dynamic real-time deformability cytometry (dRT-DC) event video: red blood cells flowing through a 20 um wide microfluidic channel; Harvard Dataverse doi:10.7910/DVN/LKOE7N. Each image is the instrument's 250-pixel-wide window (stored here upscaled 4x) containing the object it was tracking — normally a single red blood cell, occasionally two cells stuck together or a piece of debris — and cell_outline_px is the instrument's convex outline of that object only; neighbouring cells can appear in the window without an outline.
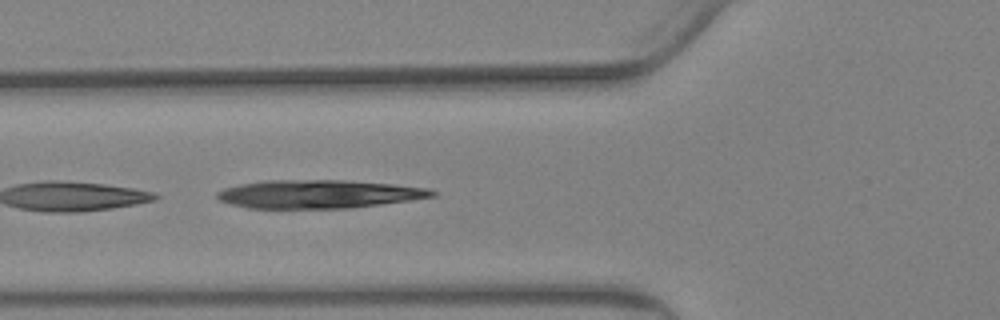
{"species": "Egyptian fruit bat (a non-hibernating species)", "species_latin": "Rousettus aegyptiacus", "temperature_condition": "warm", "stored_images_in_passage": 46, "camera_frame_rate_fps": 3000, "um_per_image_px": 0.085, "animal": {"sex": "female"}, "frame": {"image": 1, "passage_image": 10, "time_ms": 3.0, "image_size_px": [1000, 320], "cell_outline_px": [[436, 196], [380, 204], [348, 208], [248, 208], [232, 204], [220, 200], [216, 196], [216, 192], [224, 188], [240, 184], [264, 180], [348, 180], [392, 184], [428, 188], [436, 192]], "centroid_in_image_um": [27.06, 16.49], "position_along_channel_um": 98.7, "area_um2": 35.37}}
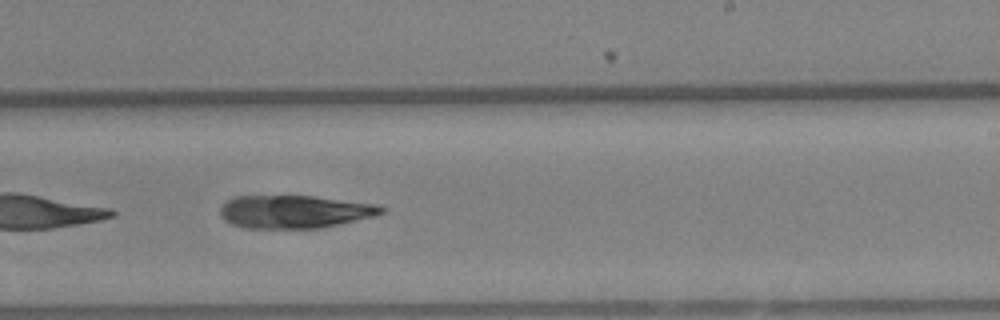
{"frame": {"image": 2, "passage_image": 24, "time_ms": 7.667, "image_size_px": [1000, 320], "cell_outline_px": [[388, 208], [384, 212], [372, 216], [340, 224], [320, 228], [244, 228], [232, 224], [224, 220], [220, 216], [220, 204], [224, 200], [236, 196], [312, 196], [376, 204]], "centroid_in_image_um": [24.98, 17.99], "position_along_channel_um": 264.0, "area_um2": 31.1}}
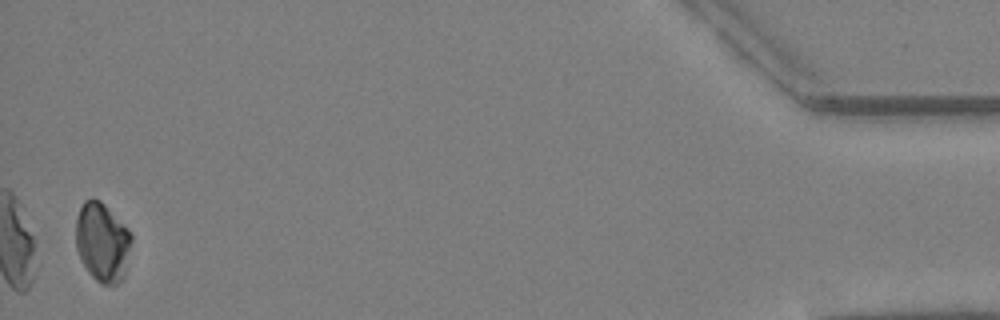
{"frame": {"image": 3, "passage_image": 45, "time_ms": 14.667, "image_size_px": [1000, 320], "cell_outline_px": [[132, 240], [124, 276], [116, 284], [100, 284], [88, 272], [80, 260], [76, 248], [76, 220], [80, 208], [84, 200], [92, 196], [100, 200], [132, 232]], "centroid_in_image_um": [8.69, 20.56], "position_along_channel_um": 426.5, "area_um2": 25.84}}